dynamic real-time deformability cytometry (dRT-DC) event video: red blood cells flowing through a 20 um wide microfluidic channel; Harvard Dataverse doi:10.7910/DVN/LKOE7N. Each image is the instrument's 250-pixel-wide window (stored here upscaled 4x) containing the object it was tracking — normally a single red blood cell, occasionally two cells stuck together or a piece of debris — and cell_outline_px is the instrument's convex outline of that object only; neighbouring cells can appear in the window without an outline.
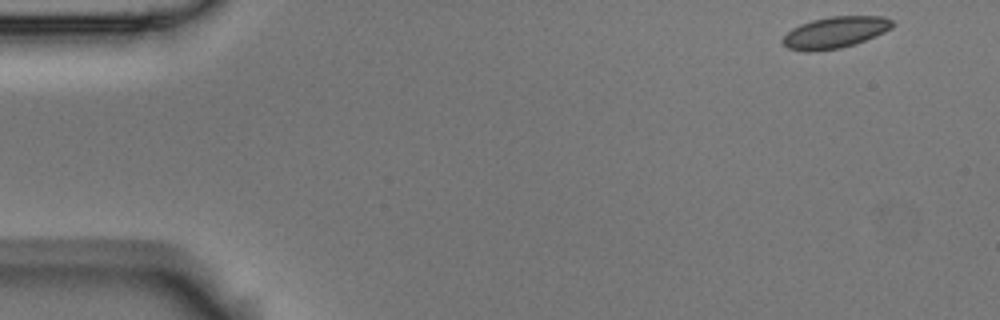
{"species": "Egyptian fruit bat (a non-hibernating species)", "species_latin": "Rousettus aegyptiacus", "temperature_condition": "room temperature", "stored_images_in_passage": 10, "camera_frame_rate_fps": 3000, "um_per_image_px": 0.085, "animal": {"sex": "male"}, "frame": {"image": 1, "passage_image": 1, "time_ms": 0.0, "image_size_px": [1000, 320], "cell_outline_px": [[896, 24], [892, 28], [876, 36], [856, 44], [840, 48], [808, 52], [804, 52], [788, 48], [780, 40], [792, 28], [800, 24], [812, 20], [832, 16], [884, 16], [892, 20]], "centroid_in_image_um": [71.0, 2.75], "position_along_channel_um": 14.0, "area_um2": 20.29}}
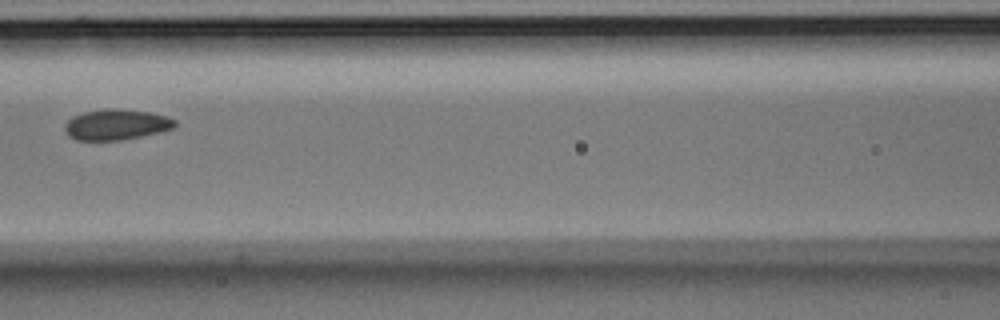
{"frame": {"image": 2, "passage_image": 6, "time_ms": 1.667, "image_size_px": [1000, 320], "cell_outline_px": [[176, 128], [160, 132], [120, 140], [76, 140], [68, 136], [64, 128], [64, 124], [72, 116], [84, 112], [104, 108], [112, 108], [148, 112], [164, 116], [176, 120]], "centroid_in_image_um": [9.86, 10.59], "position_along_channel_um": 156.7, "area_um2": 19.65}}
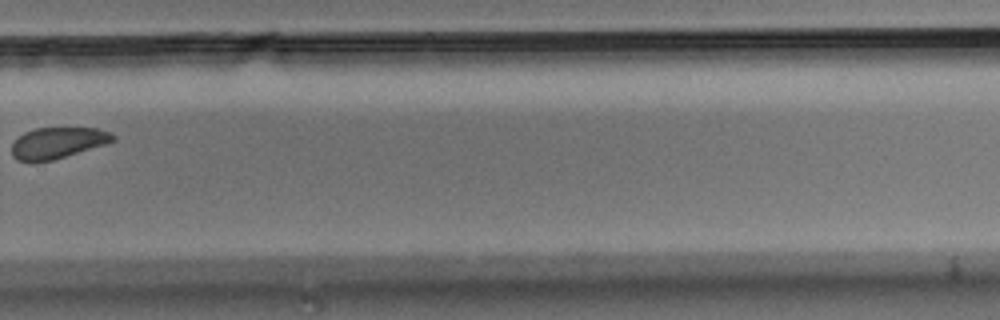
{"frame": {"image": 3, "passage_image": 10, "time_ms": 3.0, "image_size_px": [1000, 320], "cell_outline_px": [[116, 140], [108, 144], [52, 160], [36, 164], [28, 164], [16, 160], [12, 156], [12, 144], [24, 132], [36, 128], [96, 128], [108, 132], [116, 136]], "centroid_in_image_um": [4.87, 12.18], "position_along_channel_um": 324.9, "area_um2": 18.79}}